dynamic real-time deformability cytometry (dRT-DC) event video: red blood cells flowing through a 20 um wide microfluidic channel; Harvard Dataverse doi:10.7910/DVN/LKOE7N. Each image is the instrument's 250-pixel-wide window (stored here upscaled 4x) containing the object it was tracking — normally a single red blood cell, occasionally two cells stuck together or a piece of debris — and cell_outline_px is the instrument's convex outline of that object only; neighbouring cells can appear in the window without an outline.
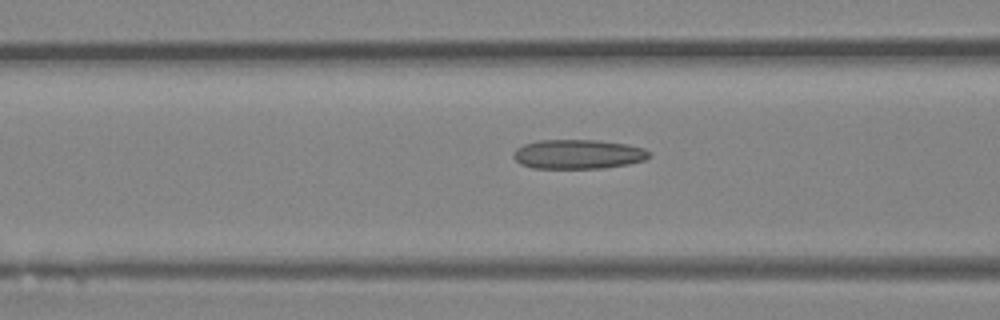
{"species": "Egyptian fruit bat (a non-hibernating species)", "species_latin": "Rousettus aegyptiacus", "temperature_condition": "room temperature", "stored_images_in_passage": 33, "camera_frame_rate_fps": 3000, "um_per_image_px": 0.085, "animal": {"sex": "female"}, "frame": {"image": 1, "passage_image": 14, "time_ms": 4.333, "image_size_px": [1000, 320], "cell_outline_px": [[652, 156], [644, 160], [628, 164], [604, 168], [532, 168], [520, 164], [512, 156], [512, 152], [516, 148], [524, 144], [540, 140], [600, 140], [628, 144], [644, 148], [652, 152]], "centroid_in_image_um": [49.16, 13.1], "position_along_channel_um": 117.4, "area_um2": 23.52}}
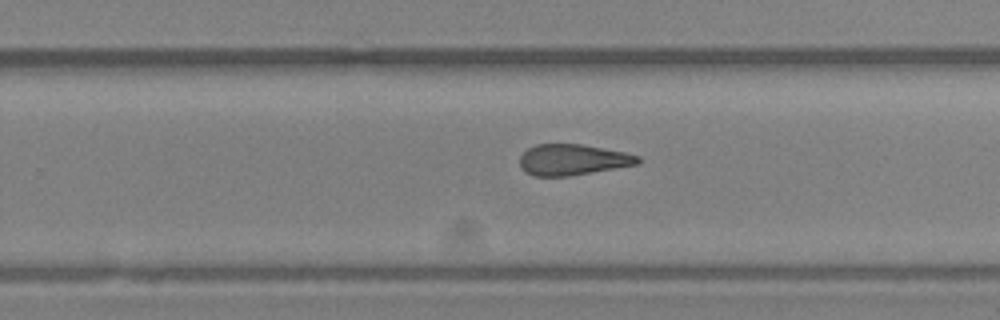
{"frame": {"image": 2, "passage_image": 25, "time_ms": 8.0, "image_size_px": [1000, 320], "cell_outline_px": [[640, 164], [568, 176], [532, 176], [524, 172], [520, 164], [520, 156], [528, 148], [536, 144], [580, 144], [624, 152], [640, 156]], "centroid_in_image_um": [48.67, 13.58], "position_along_channel_um": 281.1, "area_um2": 21.27}}
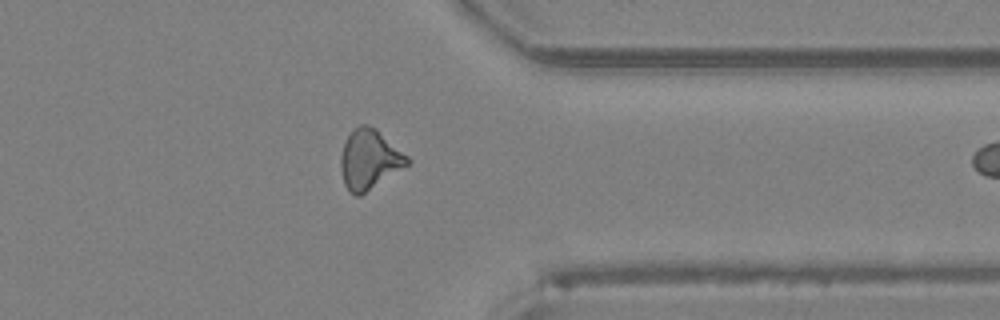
{"frame": {"image": 3, "passage_image": 32, "time_ms": 10.333, "image_size_px": [1000, 320], "cell_outline_px": [[412, 160], [408, 164], [360, 196], [356, 196], [348, 192], [344, 184], [340, 168], [340, 156], [344, 144], [348, 136], [360, 124], [368, 124], [376, 128], [408, 156]], "centroid_in_image_um": [31.38, 13.56], "position_along_channel_um": 380.0, "area_um2": 23.0}}